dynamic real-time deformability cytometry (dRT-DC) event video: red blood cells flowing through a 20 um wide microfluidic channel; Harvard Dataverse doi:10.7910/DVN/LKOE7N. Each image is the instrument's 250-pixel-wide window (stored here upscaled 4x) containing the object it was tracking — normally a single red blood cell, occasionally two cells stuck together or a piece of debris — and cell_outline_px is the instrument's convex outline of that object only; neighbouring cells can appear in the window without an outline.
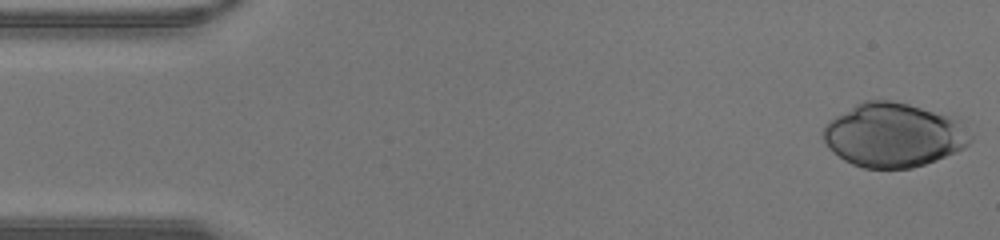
{"species": "human", "species_latin": "Homo sapiens", "temperature_condition": "warm", "stored_images_in_passage": 15, "camera_frame_rate_fps": 3000, "um_per_image_px": 0.085, "donor": {"sex": "male"}, "frame": {"image": 1, "passage_image": 1, "time_ms": 0.0, "image_size_px": [1000, 240], "cell_outline_px": [[972, 140], [964, 148], [956, 152], [936, 160], [912, 168], [864, 168], [852, 164], [844, 160], [832, 152], [828, 148], [824, 140], [824, 128], [828, 120], [856, 104], [864, 100], [888, 100], [908, 104], [948, 116], [960, 120], [972, 136]], "centroid_in_image_um": [75.94, 11.49], "position_along_channel_um": 9.1, "area_um2": 54.68}}
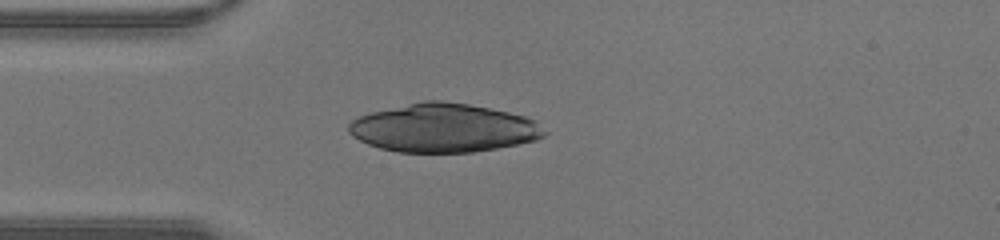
{"frame": {"image": 2, "passage_image": 11, "time_ms": 3.333, "image_size_px": [1000, 240], "cell_outline_px": [[548, 132], [544, 136], [536, 140], [496, 148], [472, 152], [396, 152], [380, 148], [368, 144], [352, 136], [348, 132], [348, 124], [356, 116], [372, 112], [424, 100], [440, 100], [468, 104], [508, 112], [524, 116], [536, 120]], "centroid_in_image_um": [37.69, 10.88], "position_along_channel_um": 47.3, "area_um2": 55.31}}
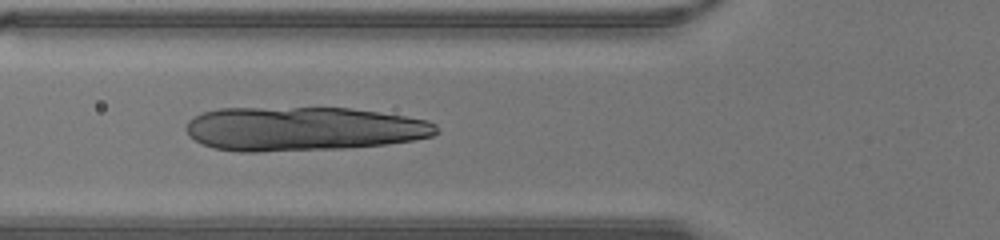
{"frame": {"image": 3, "passage_image": 15, "time_ms": 4.667, "image_size_px": [1000, 240], "cell_outline_px": [[440, 132], [432, 136], [416, 140], [388, 144], [344, 148], [260, 152], [240, 152], [216, 148], [204, 144], [196, 140], [188, 132], [188, 120], [204, 112], [220, 108], [352, 108], [380, 112], [428, 120], [436, 124], [440, 128]], "centroid_in_image_um": [25.85, 10.95], "position_along_channel_um": 100.0, "area_um2": 64.27}}